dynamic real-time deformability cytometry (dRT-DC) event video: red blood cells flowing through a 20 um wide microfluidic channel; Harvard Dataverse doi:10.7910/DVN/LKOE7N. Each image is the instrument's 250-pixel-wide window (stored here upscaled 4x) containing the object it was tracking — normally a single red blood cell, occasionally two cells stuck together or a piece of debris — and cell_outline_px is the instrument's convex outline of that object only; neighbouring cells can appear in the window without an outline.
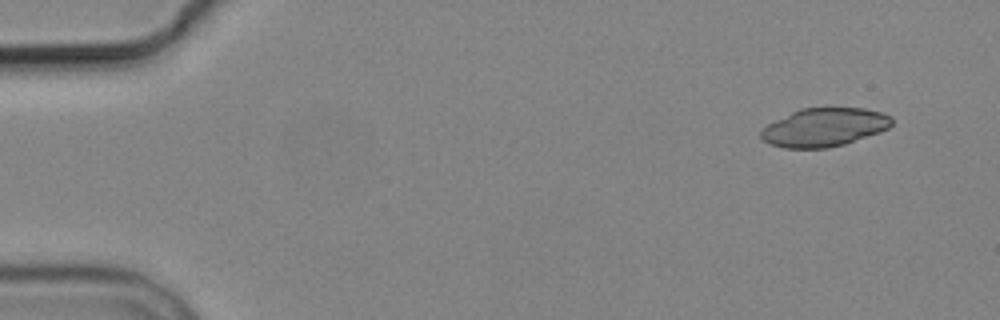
{"species": "common noctule bat (a hibernating species)", "species_latin": "Nyctalus noctula", "temperature_condition": "cold", "stored_images_in_passage": 5, "camera_frame_rate_fps": 3000, "um_per_image_px": 0.085, "animal": {"sex": "male", "body_mass_g": 19.2, "forearm_length_mm": 51.8}, "frame": {"image": 1, "passage_image": 1, "time_ms": 0.0, "image_size_px": [1000, 320], "cell_outline_px": [[892, 124], [888, 128], [880, 132], [844, 144], [828, 148], [784, 148], [772, 144], [764, 140], [760, 136], [760, 128], [800, 108], [864, 108], [884, 112], [892, 116]], "centroid_in_image_um": [70.08, 10.81], "position_along_channel_um": 14.9, "area_um2": 29.3}}